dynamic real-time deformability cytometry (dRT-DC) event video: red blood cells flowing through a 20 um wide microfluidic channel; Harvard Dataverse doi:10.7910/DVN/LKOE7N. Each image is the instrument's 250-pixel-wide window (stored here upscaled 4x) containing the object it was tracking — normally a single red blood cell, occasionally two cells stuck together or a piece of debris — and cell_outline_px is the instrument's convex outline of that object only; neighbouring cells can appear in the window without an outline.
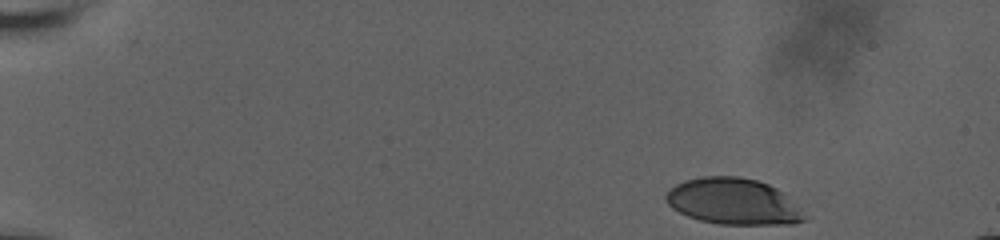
{"species": "human", "species_latin": "Homo sapiens", "temperature_condition": "room temperature", "stored_images_in_passage": 45, "camera_frame_rate_fps": 3000, "um_per_image_px": 0.085, "donor": {"sex": "male"}, "frame": {"image": 1, "passage_image": 1, "time_ms": 0.0, "image_size_px": [1000, 240], "cell_outline_px": [[812, 216], [808, 220], [792, 224], [720, 224], [700, 220], [688, 216], [672, 208], [668, 204], [664, 196], [676, 184], [684, 180], [704, 176], [736, 176], [756, 180], [768, 184], [776, 188]], "centroid_in_image_um": [62.4, 17.14], "position_along_channel_um": 22.6, "area_um2": 37.51}}
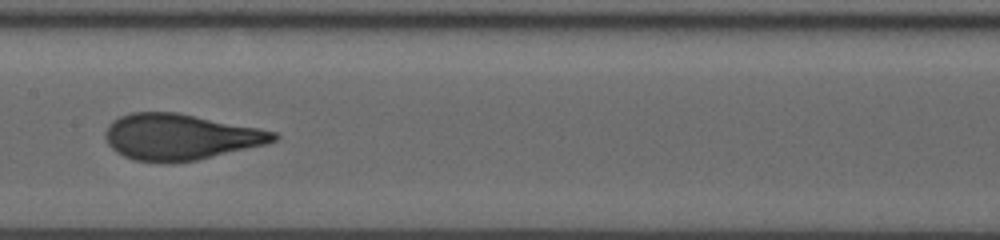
{"frame": {"image": 2, "passage_image": 26, "time_ms": 8.333, "image_size_px": [1000, 240], "cell_outline_px": [[280, 136], [276, 140], [268, 144], [196, 160], [168, 164], [160, 164], [132, 160], [116, 152], [108, 144], [104, 136], [104, 132], [108, 124], [112, 120], [120, 116], [132, 112], [180, 112], [276, 132]], "centroid_in_image_um": [15.28, 11.65], "position_along_channel_um": 192.1, "area_um2": 45.66}}
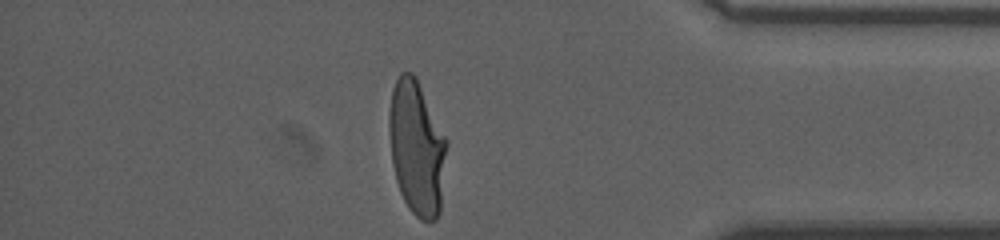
{"frame": {"image": 3, "passage_image": 45, "time_ms": 14.667, "image_size_px": [1000, 240], "cell_outline_px": [[448, 144], [440, 212], [436, 220], [420, 220], [408, 208], [400, 192], [396, 180], [392, 164], [388, 128], [388, 112], [392, 88], [400, 72], [412, 72], [416, 76], [448, 140]], "centroid_in_image_um": [35.42, 12.54], "position_along_channel_um": 399.8, "area_um2": 45.78}, "authors_computed_cell_mechanics": {"area_um2": 44.1014, "velocity_mm_per_s": 3.6436, "shape_relaxation_time_tau1_ms": 5.223, "shape_relaxation_time_tau2_ms": null, "deformation_change_tau1": 0.2375, "deformation_change_tau2": null}}